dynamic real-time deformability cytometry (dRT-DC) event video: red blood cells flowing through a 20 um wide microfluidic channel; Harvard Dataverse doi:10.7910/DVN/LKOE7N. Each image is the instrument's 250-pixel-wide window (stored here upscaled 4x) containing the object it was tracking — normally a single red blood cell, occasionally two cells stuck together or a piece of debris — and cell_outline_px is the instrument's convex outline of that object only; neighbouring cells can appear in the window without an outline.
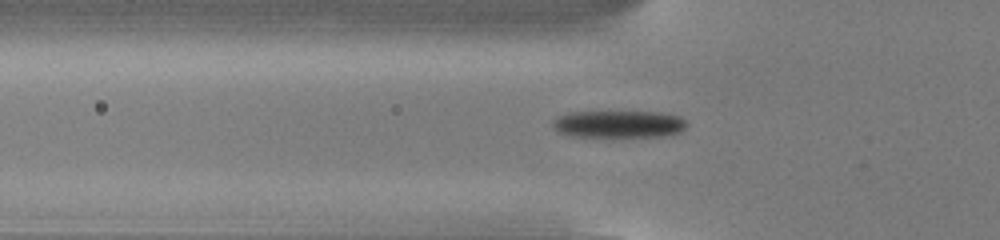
{"species": "common noctule bat (a hibernating species)", "species_latin": "Nyctalus noctula", "temperature_condition": "cold", "stored_images_in_passage": 55, "camera_frame_rate_fps": 3000, "um_per_image_px": 0.085, "animal": {"sex": "male", "body_mass_g": 13.0, "forearm_length_mm": 53.1}, "frame": {"image": 1, "passage_image": 19, "time_ms": 6.0, "image_size_px": [1000, 240], "cell_outline_px": [[688, 124], [680, 132], [664, 136], [612, 140], [568, 136], [552, 128], [552, 120], [556, 116], [568, 112], [660, 112], [680, 116]], "centroid_in_image_um": [52.53, 10.61], "position_along_channel_um": 73.3, "area_um2": 22.72}}
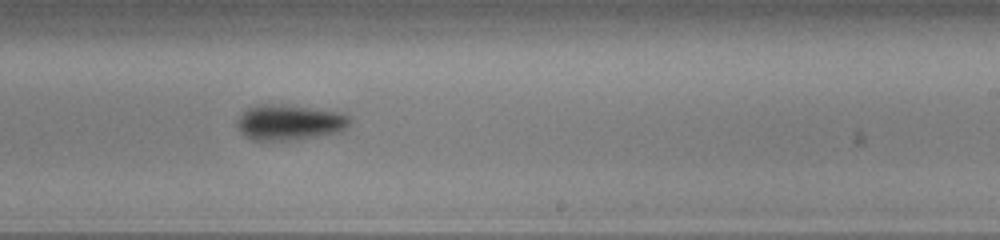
{"frame": {"image": 2, "passage_image": 34, "time_ms": 11.0, "image_size_px": [1000, 240], "cell_outline_px": [[352, 120], [348, 128], [340, 132], [296, 140], [252, 140], [244, 136], [240, 132], [236, 124], [236, 120], [248, 108], [264, 104], [272, 104], [308, 108], [340, 112], [348, 116]], "centroid_in_image_um": [24.62, 10.43], "position_along_channel_um": 264.4, "area_um2": 23.24}}
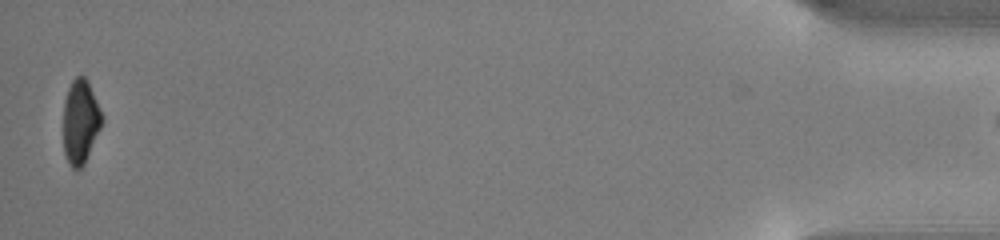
{"frame": {"image": 3, "passage_image": 54, "time_ms": 17.667, "image_size_px": [1000, 240], "cell_outline_px": [[104, 120], [84, 164], [80, 168], [72, 168], [64, 152], [64, 100], [68, 88], [72, 80], [80, 72], [88, 80], [104, 116]], "centroid_in_image_um": [6.86, 10.27], "position_along_channel_um": 428.3, "area_um2": 19.02}}